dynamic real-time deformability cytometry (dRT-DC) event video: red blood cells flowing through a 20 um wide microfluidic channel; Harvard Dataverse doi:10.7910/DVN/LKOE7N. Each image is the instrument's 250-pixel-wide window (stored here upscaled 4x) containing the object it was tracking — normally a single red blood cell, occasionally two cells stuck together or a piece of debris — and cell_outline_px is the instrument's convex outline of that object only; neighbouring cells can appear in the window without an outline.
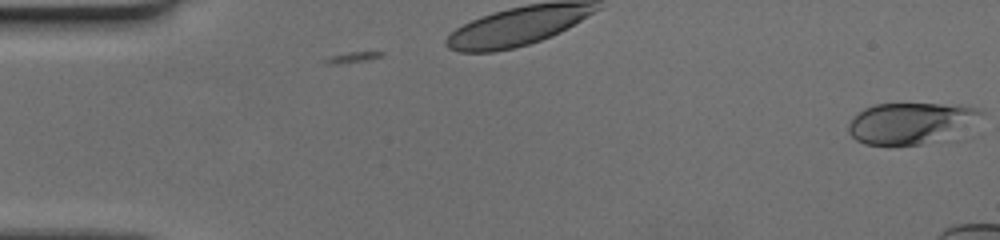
{"species": "human", "species_latin": "Homo sapiens", "temperature_condition": "cold", "stored_images_in_passage": 13, "camera_frame_rate_fps": 3000, "um_per_image_px": 0.085, "donor": {"sex": "female"}, "frame": {"image": 1, "passage_image": 1, "time_ms": 0.0, "image_size_px": [1000, 240], "cell_outline_px": [[984, 112], [964, 140], [920, 144], [864, 144], [856, 140], [848, 132], [848, 124], [864, 108], [876, 104], [964, 104], [980, 108]], "centroid_in_image_um": [77.67, 10.5], "position_along_channel_um": 7.3, "area_um2": 33.52}}